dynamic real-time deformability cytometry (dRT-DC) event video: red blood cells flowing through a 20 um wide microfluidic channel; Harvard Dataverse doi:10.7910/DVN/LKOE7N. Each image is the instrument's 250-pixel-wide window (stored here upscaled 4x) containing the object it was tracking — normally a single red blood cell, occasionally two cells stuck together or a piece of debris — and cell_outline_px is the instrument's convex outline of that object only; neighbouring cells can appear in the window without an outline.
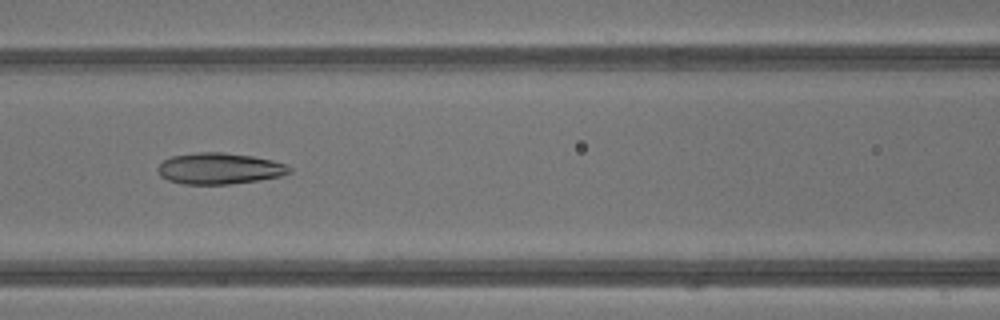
{"species": "common noctule bat (a hibernating species)", "species_latin": "Nyctalus noctula", "temperature_condition": "warm", "stored_images_in_passage": 42, "camera_frame_rate_fps": 3000, "um_per_image_px": 0.085, "animal": {"sex": "male", "body_mass_g": 13.3}, "frame": {"image": 1, "passage_image": 19, "time_ms": 6.0, "image_size_px": [1000, 320], "cell_outline_px": [[292, 172], [280, 176], [260, 180], [228, 184], [184, 184], [168, 180], [160, 176], [156, 168], [164, 160], [172, 156], [200, 152], [224, 152], [252, 156], [272, 160], [288, 164], [292, 168]], "centroid_in_image_um": [18.68, 14.32], "position_along_channel_um": 147.9, "area_um2": 24.04}}
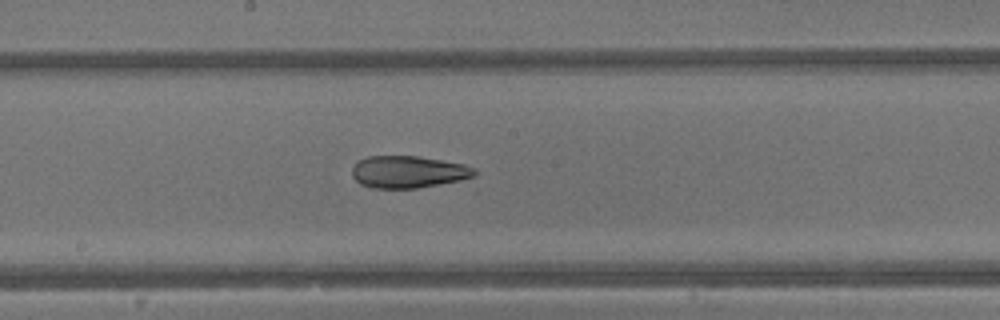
{"frame": {"image": 2, "passage_image": 23, "time_ms": 7.333, "image_size_px": [1000, 320], "cell_outline_px": [[476, 176], [460, 180], [440, 184], [416, 188], [372, 188], [360, 184], [352, 176], [352, 168], [356, 160], [368, 156], [420, 156], [464, 164], [476, 168]], "centroid_in_image_um": [34.69, 14.6], "position_along_channel_um": 213.5, "area_um2": 23.12}}
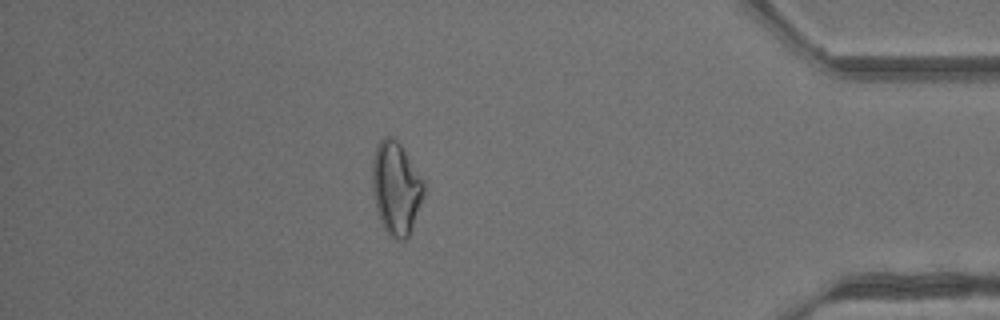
{"frame": {"image": 3, "passage_image": 37, "time_ms": 12.0, "image_size_px": [1000, 320], "cell_outline_px": [[424, 192], [412, 232], [404, 240], [396, 240], [388, 236], [380, 220], [376, 208], [372, 188], [372, 160], [376, 148], [380, 140], [384, 136], [392, 136], [400, 144], [424, 180]], "centroid_in_image_um": [33.66, 16.02], "position_along_channel_um": 401.5, "area_um2": 28.09}, "authors_computed_cell_mechanics": {"area_um2": 27.1949, "velocity_mm_per_s": 4.9208, "shape_relaxation_time_tau1_ms": null, "shape_relaxation_time_tau2_ms": 2.8842, "deformation_change_tau1": null, "deformation_change_tau2": 0.1104}}